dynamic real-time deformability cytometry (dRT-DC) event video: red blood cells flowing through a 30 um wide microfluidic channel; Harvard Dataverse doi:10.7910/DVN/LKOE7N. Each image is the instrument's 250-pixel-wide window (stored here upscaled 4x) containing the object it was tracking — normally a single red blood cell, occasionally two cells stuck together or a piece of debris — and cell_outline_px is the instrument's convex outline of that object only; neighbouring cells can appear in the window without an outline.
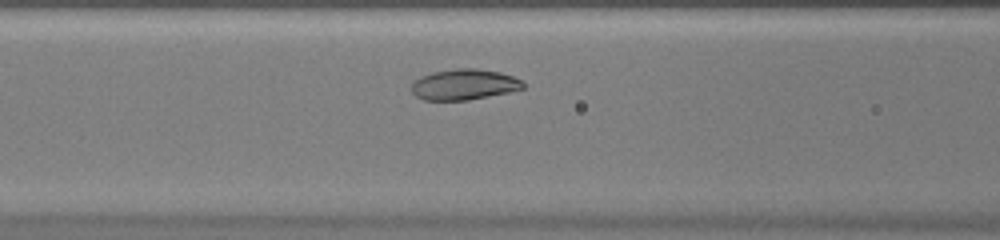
{"species": "common noctule bat (a hibernating species)", "species_latin": "Nyctalus noctula", "temperature_condition": "warm", "stored_images_in_passage": 29, "camera_frame_rate_fps": 3000, "um_per_image_px": 0.085, "animal": {"sex": "female", "body_mass_g": 20.0, "forearm_length_mm": 54.0}, "frame": {"image": 1, "passage_image": 9, "time_ms": 2.667, "image_size_px": [1000, 240], "cell_outline_px": [[524, 88], [512, 92], [468, 100], [424, 100], [416, 96], [412, 92], [412, 84], [420, 76], [432, 72], [456, 68], [476, 68], [500, 72], [512, 76], [520, 80], [524, 84]], "centroid_in_image_um": [39.46, 7.18], "position_along_channel_um": 127.1, "area_um2": 20.06}}
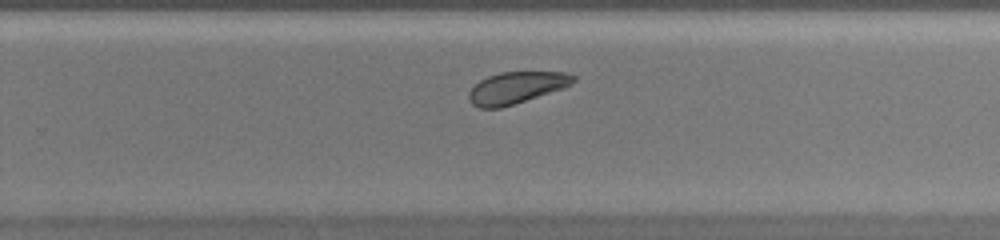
{"frame": {"image": 2, "passage_image": 20, "time_ms": 6.333, "image_size_px": [1000, 240], "cell_outline_px": [[576, 80], [564, 88], [500, 108], [480, 108], [472, 104], [468, 100], [468, 92], [480, 80], [488, 76], [500, 72], [564, 72], [576, 76]], "centroid_in_image_um": [43.87, 7.45], "position_along_channel_um": 285.9, "area_um2": 19.19}}
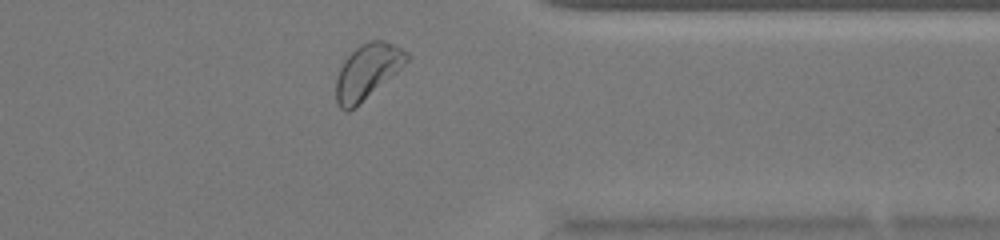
{"frame": {"image": 3, "passage_image": 27, "time_ms": 8.667, "image_size_px": [1000, 240], "cell_outline_px": [[412, 56], [396, 72], [348, 112], [344, 112], [336, 104], [336, 76], [344, 60], [360, 44], [368, 40], [384, 40], [408, 52]], "centroid_in_image_um": [31.2, 6.06], "position_along_channel_um": 380.2, "area_um2": 22.25}}